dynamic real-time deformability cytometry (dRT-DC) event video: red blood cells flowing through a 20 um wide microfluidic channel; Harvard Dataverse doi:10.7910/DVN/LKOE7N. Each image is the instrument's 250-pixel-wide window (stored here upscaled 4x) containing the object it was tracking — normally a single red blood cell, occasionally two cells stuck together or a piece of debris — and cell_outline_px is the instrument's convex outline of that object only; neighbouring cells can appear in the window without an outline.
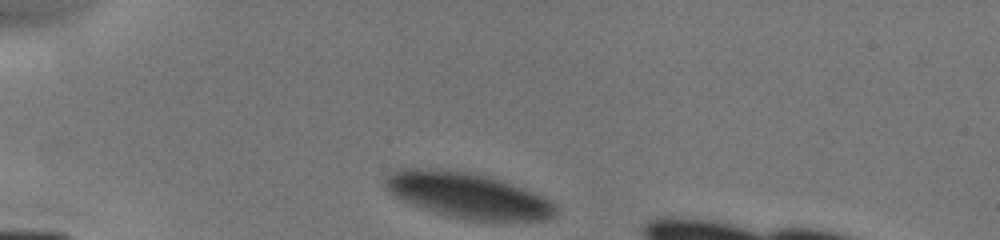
{"species": "human", "species_latin": "Homo sapiens", "temperature_condition": "cold", "stored_images_in_passage": 17, "camera_frame_rate_fps": 3000, "um_per_image_px": 0.085, "donor": {"sex": "male"}, "frame": {"image": 1, "passage_image": 1, "time_ms": 0.0, "image_size_px": [1000, 240], "cell_outline_px": [[560, 212], [556, 216], [548, 220], [464, 220], [448, 216], [420, 208], [392, 196], [384, 188], [384, 180], [392, 172], [400, 168], [424, 168], [468, 172], [500, 180], [544, 196], [556, 204]], "centroid_in_image_um": [39.76, 16.63], "position_along_channel_um": 45.2, "area_um2": 45.37}}
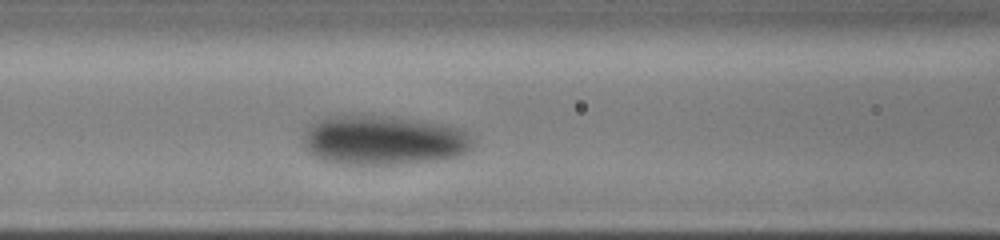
{"frame": {"image": 2, "passage_image": 16, "time_ms": 3.0, "image_size_px": [1000, 240], "cell_outline_px": [[472, 148], [456, 156], [436, 160], [408, 164], [336, 164], [320, 160], [308, 152], [304, 144], [304, 136], [308, 124], [316, 120], [328, 116], [352, 112], [364, 112], [420, 120], [444, 124], [460, 128], [472, 136]], "centroid_in_image_um": [32.53, 11.88], "position_along_channel_um": 134.1, "area_um2": 50.4}}